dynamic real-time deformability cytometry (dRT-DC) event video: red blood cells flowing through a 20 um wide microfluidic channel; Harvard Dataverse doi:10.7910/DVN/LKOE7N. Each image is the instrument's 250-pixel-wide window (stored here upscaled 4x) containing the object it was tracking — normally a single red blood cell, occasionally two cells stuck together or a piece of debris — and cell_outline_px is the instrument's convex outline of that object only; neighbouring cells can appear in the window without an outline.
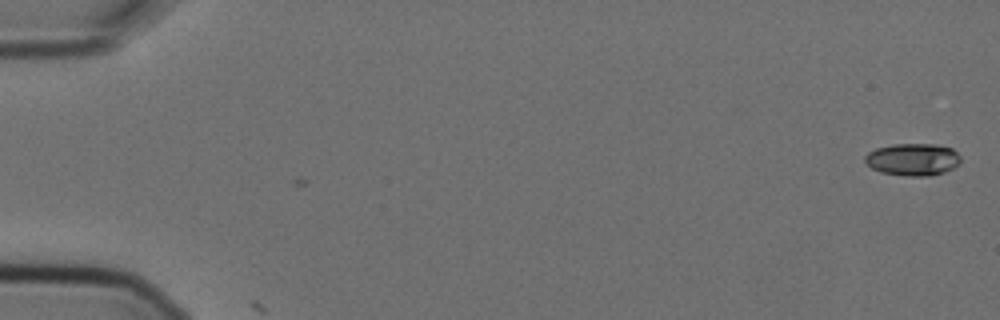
{"species": "Egyptian fruit bat (a non-hibernating species)", "species_latin": "Rousettus aegyptiacus", "temperature_condition": "cold", "stored_images_in_passage": 4, "camera_frame_rate_fps": 3000, "um_per_image_px": 0.085, "animal": {"sex": "female"}, "frame": {"image": 1, "passage_image": 1, "time_ms": 0.0, "image_size_px": [1000, 320], "cell_outline_px": [[960, 164], [944, 172], [932, 176], [904, 176], [880, 172], [872, 168], [864, 160], [864, 156], [868, 152], [876, 148], [892, 144], [936, 144], [952, 148], [960, 156]], "centroid_in_image_um": [77.59, 13.55], "position_along_channel_um": 7.4, "area_um2": 18.15}}